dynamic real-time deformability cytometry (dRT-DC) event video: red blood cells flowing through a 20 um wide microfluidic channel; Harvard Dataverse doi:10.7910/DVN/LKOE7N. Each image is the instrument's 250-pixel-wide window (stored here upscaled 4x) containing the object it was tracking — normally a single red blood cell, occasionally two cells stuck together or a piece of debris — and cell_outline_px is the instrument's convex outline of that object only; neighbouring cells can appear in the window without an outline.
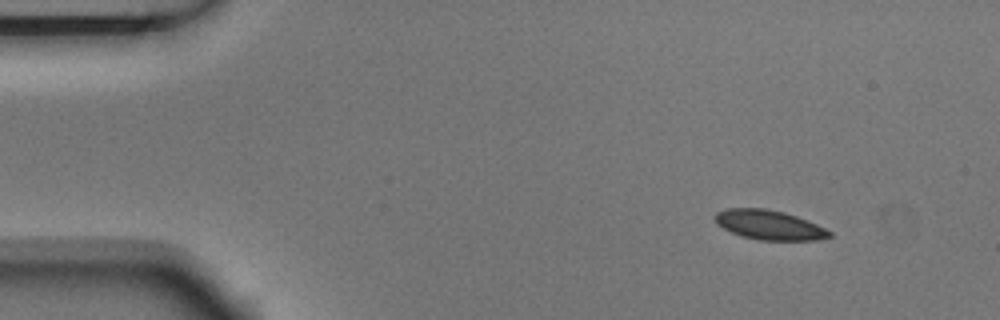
{"species": "Egyptian fruit bat (a non-hibernating species)", "species_latin": "Rousettus aegyptiacus", "temperature_condition": "room temperature", "stored_images_in_passage": 5, "camera_frame_rate_fps": 3000, "um_per_image_px": 0.085, "animal": {"sex": "male"}, "frame": {"image": 1, "passage_image": 1, "time_ms": 0.0, "image_size_px": [1000, 320], "cell_outline_px": [[832, 236], [816, 240], [760, 240], [740, 236], [716, 224], [712, 216], [716, 212], [728, 208], [764, 208], [784, 212], [796, 216], [816, 224], [832, 232]], "centroid_in_image_um": [65.34, 19.11], "position_along_channel_um": 19.7, "area_um2": 19.71}}
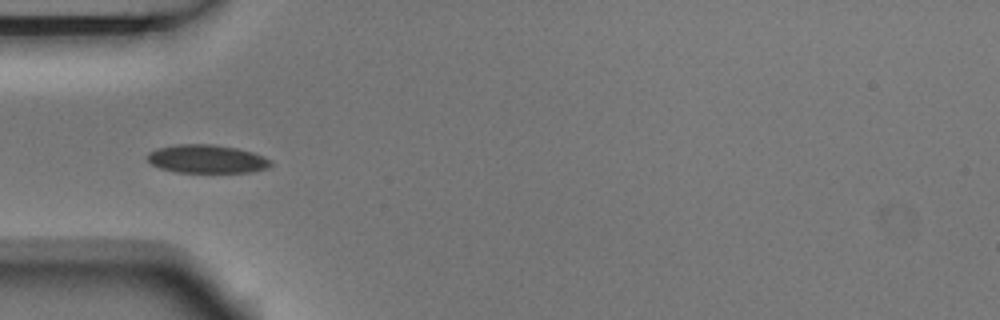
{"frame": {"image": 2, "passage_image": 4, "time_ms": 1.0, "image_size_px": [1000, 320], "cell_outline_px": [[272, 164], [268, 168], [252, 172], [176, 172], [160, 168], [152, 164], [148, 160], [148, 152], [156, 148], [176, 144], [212, 144], [236, 148], [252, 152], [264, 156], [272, 160]], "centroid_in_image_um": [17.59, 13.51], "position_along_channel_um": 67.4, "area_um2": 20.46}}
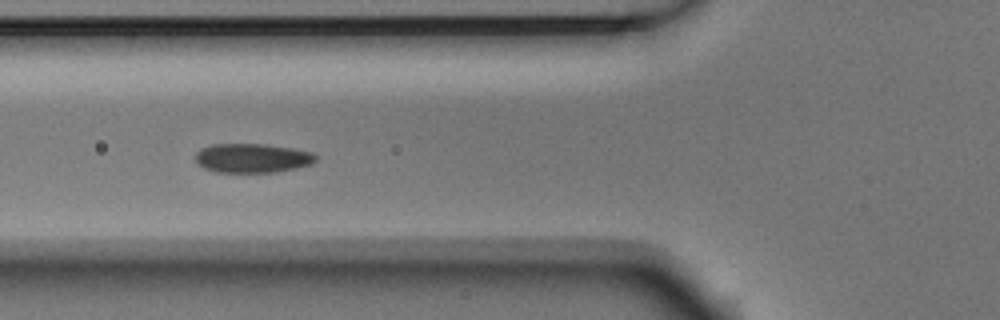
{"frame": {"image": 3, "passage_image": 5, "time_ms": 1.333, "image_size_px": [1000, 320], "cell_outline_px": [[316, 160], [312, 164], [296, 168], [276, 172], [216, 172], [204, 168], [196, 164], [196, 152], [200, 148], [212, 144], [264, 144], [292, 148], [312, 152], [316, 156]], "centroid_in_image_um": [21.42, 13.44], "position_along_channel_um": 104.4, "area_um2": 20.58}}